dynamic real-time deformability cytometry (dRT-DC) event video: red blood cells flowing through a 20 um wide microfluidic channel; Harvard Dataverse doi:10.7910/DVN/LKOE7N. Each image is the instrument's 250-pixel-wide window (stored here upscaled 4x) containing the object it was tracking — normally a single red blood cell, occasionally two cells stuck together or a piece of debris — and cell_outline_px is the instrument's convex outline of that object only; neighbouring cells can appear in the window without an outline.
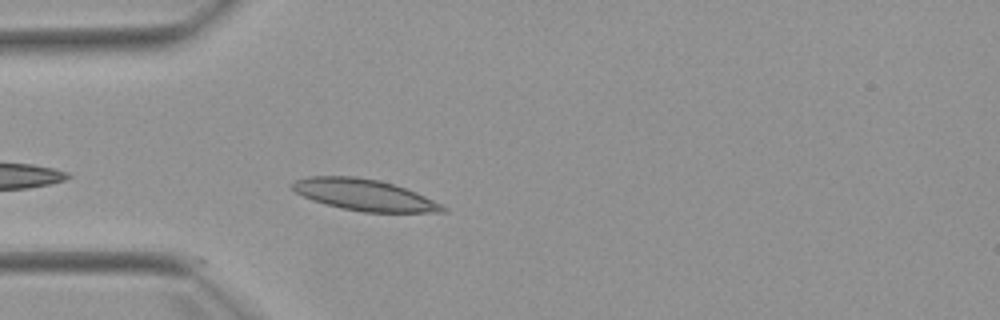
{"species": "Egyptian fruit bat (a non-hibernating species)", "species_latin": "Rousettus aegyptiacus", "temperature_condition": "warm", "stored_images_in_passage": 4, "camera_frame_rate_fps": 3000, "um_per_image_px": 0.085, "animal": {"sex": "female"}, "frame": {"image": 1, "passage_image": 4, "time_ms": 3.667, "image_size_px": [1000, 320], "cell_outline_px": [[448, 212], [364, 212], [340, 208], [324, 204], [312, 200], [296, 192], [292, 188], [292, 184], [296, 180], [308, 176], [356, 176], [380, 180], [416, 192], [444, 204], [448, 208]], "centroid_in_image_um": [31.0, 16.57], "position_along_channel_um": 54.0, "area_um2": 27.57}}